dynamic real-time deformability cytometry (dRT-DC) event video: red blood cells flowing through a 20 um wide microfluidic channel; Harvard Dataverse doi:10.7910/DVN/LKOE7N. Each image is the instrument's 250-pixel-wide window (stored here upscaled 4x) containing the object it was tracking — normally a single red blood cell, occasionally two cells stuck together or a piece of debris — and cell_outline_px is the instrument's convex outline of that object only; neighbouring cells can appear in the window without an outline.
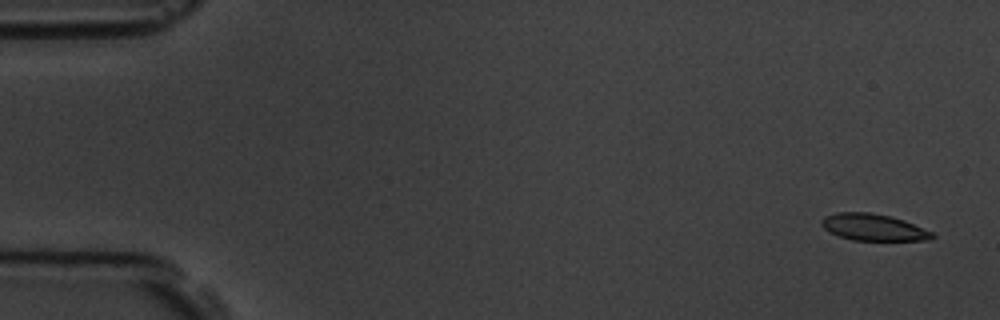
{"species": "common noctule bat (a hibernating species)", "species_latin": "Nyctalus noctula", "temperature_condition": "room temperature", "stored_images_in_passage": 5, "camera_frame_rate_fps": 3000, "um_per_image_px": 0.085, "animal": {"sex": "male", "body_mass_g": 19.5, "forearm_length_mm": 54.6}, "frame": {"image": 1, "passage_image": 1, "time_ms": 0.0, "image_size_px": [1000, 320], "cell_outline_px": [[936, 236], [932, 240], [852, 240], [840, 236], [824, 228], [820, 224], [820, 220], [824, 216], [836, 212], [868, 212], [892, 216], [904, 220], [932, 232]], "centroid_in_image_um": [74.24, 19.31], "position_along_channel_um": 10.8, "area_um2": 17.22}}
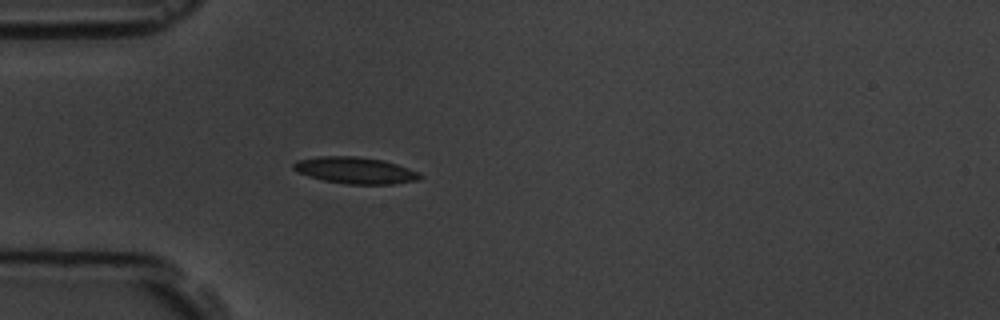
{"frame": {"image": 2, "passage_image": 5, "time_ms": 4.667, "image_size_px": [1000, 320], "cell_outline_px": [[424, 176], [416, 180], [392, 184], [348, 184], [324, 180], [308, 176], [296, 172], [292, 168], [292, 164], [296, 160], [320, 156], [356, 156], [384, 160], [420, 172]], "centroid_in_image_um": [30.17, 14.47], "position_along_channel_um": 54.8, "area_um2": 19.65}}